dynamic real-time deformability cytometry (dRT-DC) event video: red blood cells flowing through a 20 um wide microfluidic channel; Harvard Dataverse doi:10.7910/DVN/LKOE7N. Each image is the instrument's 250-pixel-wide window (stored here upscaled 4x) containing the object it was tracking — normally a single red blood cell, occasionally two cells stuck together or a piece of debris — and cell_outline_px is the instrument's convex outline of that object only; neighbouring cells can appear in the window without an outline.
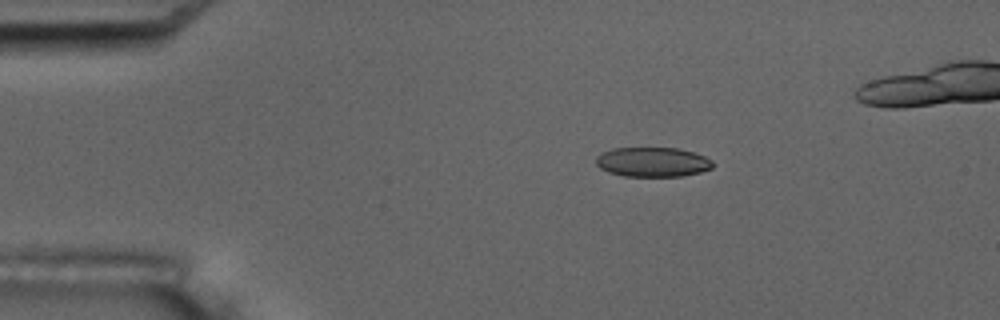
{"species": "common noctule bat (a hibernating species)", "species_latin": "Nyctalus noctula", "temperature_condition": "room temperature", "stored_images_in_passage": 5, "camera_frame_rate_fps": 3000, "um_per_image_px": 0.085, "animal": {"sex": "male", "body_mass_g": 17.5, "forearm_length_mm": 52.3}, "frame": {"image": 1, "passage_image": 3, "time_ms": 3.0, "image_size_px": [1000, 320], "cell_outline_px": [[712, 168], [700, 172], [684, 176], [624, 176], [608, 172], [600, 168], [596, 164], [596, 156], [600, 152], [612, 148], [676, 148], [692, 152], [704, 156], [712, 160]], "centroid_in_image_um": [55.43, 13.77], "position_along_channel_um": 29.6, "area_um2": 20.17}}